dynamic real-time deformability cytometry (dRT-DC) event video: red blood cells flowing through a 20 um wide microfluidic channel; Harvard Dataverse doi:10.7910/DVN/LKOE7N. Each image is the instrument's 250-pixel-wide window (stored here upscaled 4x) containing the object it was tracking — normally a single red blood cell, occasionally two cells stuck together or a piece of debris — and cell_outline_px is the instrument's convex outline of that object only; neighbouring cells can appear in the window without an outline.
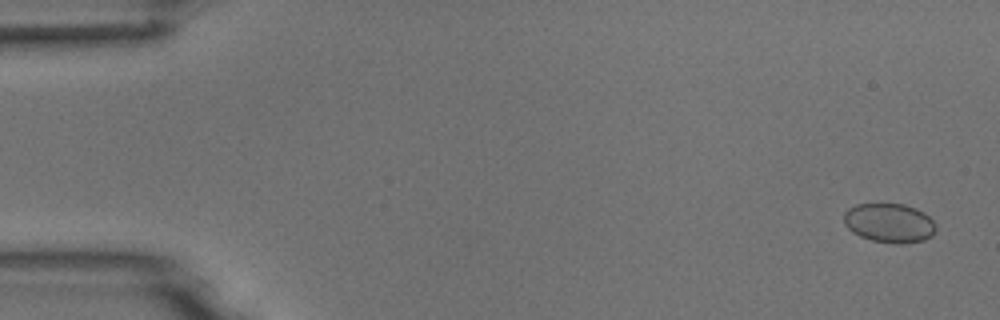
{"species": "common noctule bat (a hibernating species)", "species_latin": "Nyctalus noctula", "temperature_condition": "room temperature", "stored_images_in_passage": 5, "camera_frame_rate_fps": 3000, "um_per_image_px": 0.085, "animal": {"sex": "male", "body_mass_g": 18.8}, "frame": {"image": 1, "passage_image": 1, "time_ms": 0.0, "image_size_px": [1000, 320], "cell_outline_px": [[936, 228], [932, 236], [924, 240], [904, 244], [896, 244], [872, 240], [860, 236], [852, 232], [844, 224], [844, 212], [848, 208], [856, 204], [904, 204], [916, 208], [924, 212], [936, 224]], "centroid_in_image_um": [75.6, 18.95], "position_along_channel_um": 9.4, "area_um2": 21.21}}